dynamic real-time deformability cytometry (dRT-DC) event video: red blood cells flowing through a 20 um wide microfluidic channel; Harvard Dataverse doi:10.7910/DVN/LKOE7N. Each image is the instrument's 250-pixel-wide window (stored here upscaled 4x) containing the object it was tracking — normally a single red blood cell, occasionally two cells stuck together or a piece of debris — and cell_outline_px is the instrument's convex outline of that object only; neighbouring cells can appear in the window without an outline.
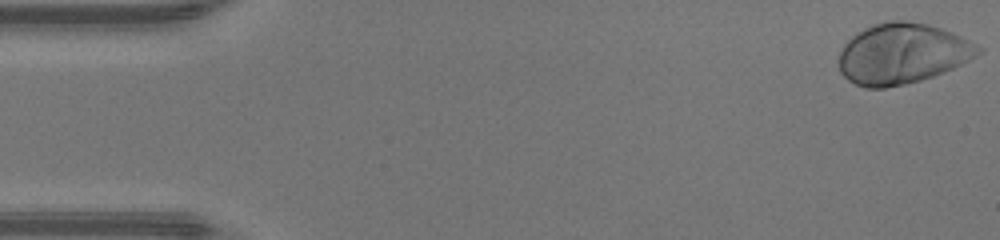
{"species": "human", "species_latin": "Homo sapiens", "temperature_condition": "warm", "stored_images_in_passage": 47, "camera_frame_rate_fps": 3000, "um_per_image_px": 0.085, "donor": {"sex": "male"}, "frame": {"image": 1, "passage_image": 1, "time_ms": 0.0, "image_size_px": [1000, 240], "cell_outline_px": [[984, 48], [980, 52], [968, 60], [952, 68], [932, 76], [920, 80], [904, 84], [884, 88], [864, 88], [848, 80], [840, 72], [836, 60], [844, 44], [852, 36], [864, 28], [876, 24], [892, 20], [904, 20], [928, 24], [952, 32]], "centroid_in_image_um": [76.64, 4.56], "position_along_channel_um": 8.4, "area_um2": 48.96}}
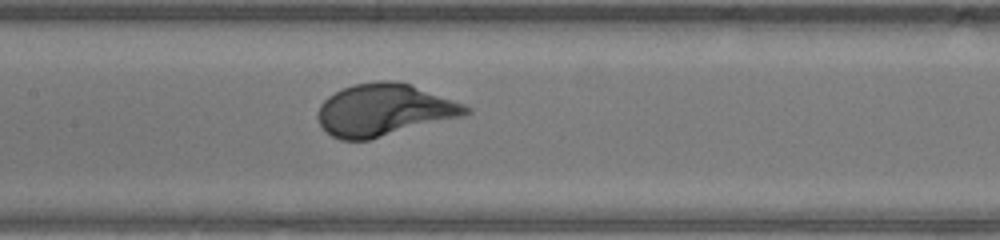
{"frame": {"image": 2, "passage_image": 22, "time_ms": 7.0, "image_size_px": [1000, 240], "cell_outline_px": [[472, 112], [464, 116], [368, 140], [340, 140], [332, 136], [320, 124], [316, 116], [320, 104], [328, 96], [344, 88], [356, 84], [380, 80], [392, 80], [412, 84], [464, 104], [472, 108]], "centroid_in_image_um": [32.67, 9.34], "position_along_channel_um": 174.7, "area_um2": 44.91}}
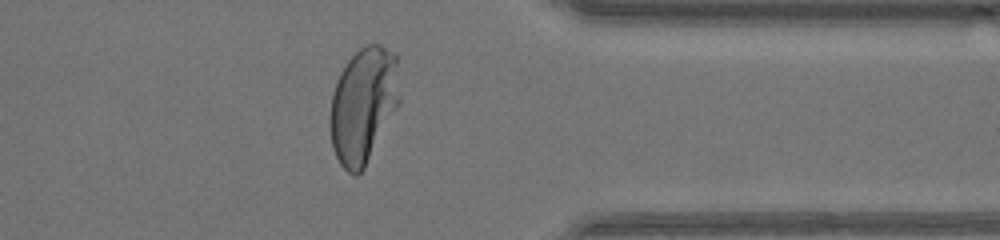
{"frame": {"image": 3, "passage_image": 37, "time_ms": 12.0, "image_size_px": [1000, 240], "cell_outline_px": [[400, 104], [364, 168], [356, 176], [352, 176], [340, 164], [332, 148], [328, 124], [328, 120], [332, 92], [340, 72], [348, 60], [364, 44], [380, 44], [396, 52], [400, 96]], "centroid_in_image_um": [30.87, 8.93], "position_along_channel_um": 380.5, "area_um2": 47.69}, "authors_computed_cell_mechanics": {"area_um2": 45.662, "velocity_mm_per_s": 4.3669, "shape_relaxation_time_tau1_ms": 2.1176, "shape_relaxation_time_tau2_ms": null, "deformation_change_tau1": 0.2108, "deformation_change_tau2": null}}